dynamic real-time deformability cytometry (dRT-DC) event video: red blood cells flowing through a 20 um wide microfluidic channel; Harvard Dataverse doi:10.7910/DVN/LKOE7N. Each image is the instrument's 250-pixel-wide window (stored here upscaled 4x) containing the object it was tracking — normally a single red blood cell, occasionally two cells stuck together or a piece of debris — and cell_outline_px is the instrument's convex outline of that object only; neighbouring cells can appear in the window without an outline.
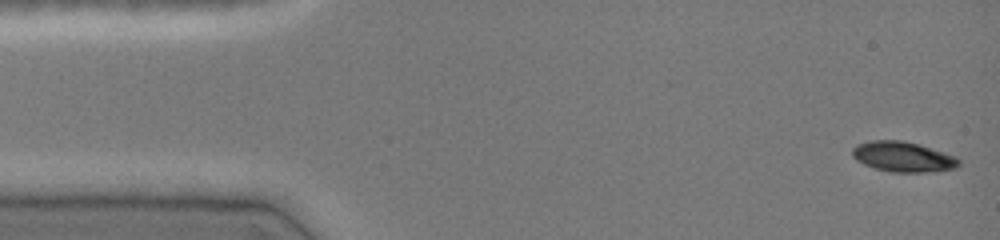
{"species": "common noctule bat (a hibernating species)", "species_latin": "Nyctalus noctula", "temperature_condition": "cold", "stored_images_in_passage": 46, "camera_frame_rate_fps": 3000, "um_per_image_px": 0.085, "animal": {"sex": "female", "body_mass_g": 19.0, "forearm_length_mm": 51.5}, "frame": {"image": 1, "passage_image": 1, "time_ms": 0.0, "image_size_px": [1000, 240], "cell_outline_px": [[960, 164], [956, 168], [928, 172], [892, 172], [876, 168], [864, 164], [856, 160], [852, 156], [852, 148], [856, 144], [868, 140], [904, 140], [920, 144], [956, 156], [960, 160]], "centroid_in_image_um": [76.75, 13.31], "position_along_channel_um": 8.2, "area_um2": 18.96}}
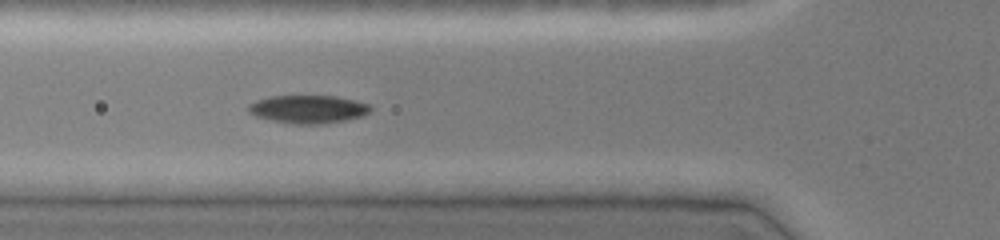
{"frame": {"image": 2, "passage_image": 16, "time_ms": 5.0, "image_size_px": [1000, 240], "cell_outline_px": [[372, 108], [364, 116], [344, 120], [320, 124], [296, 124], [256, 116], [248, 112], [248, 104], [256, 100], [268, 96], [336, 96], [368, 104]], "centroid_in_image_um": [26.18, 9.27], "position_along_channel_um": 99.6, "area_um2": 19.71}}
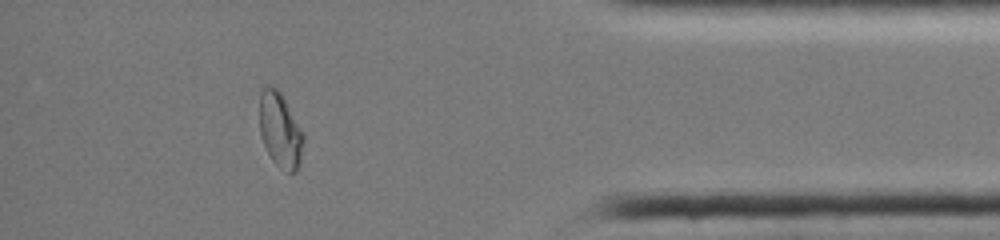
{"frame": {"image": 3, "passage_image": 41, "time_ms": 13.333, "image_size_px": [1000, 240], "cell_outline_px": [[304, 140], [300, 164], [296, 172], [288, 172], [280, 168], [272, 160], [264, 144], [260, 132], [260, 92], [268, 84], [272, 84], [280, 92], [304, 132]], "centroid_in_image_um": [23.83, 11.06], "position_along_channel_um": 411.4, "area_um2": 19.25}, "authors_computed_cell_mechanics": {"area_um2": 19.363, "velocity_mm_per_s": 4.0528, "shape_relaxation_time_tau1_ms": 8.1596, "shape_relaxation_time_tau2_ms": null, "deformation_change_tau1": 0.2109, "deformation_change_tau2": null}}